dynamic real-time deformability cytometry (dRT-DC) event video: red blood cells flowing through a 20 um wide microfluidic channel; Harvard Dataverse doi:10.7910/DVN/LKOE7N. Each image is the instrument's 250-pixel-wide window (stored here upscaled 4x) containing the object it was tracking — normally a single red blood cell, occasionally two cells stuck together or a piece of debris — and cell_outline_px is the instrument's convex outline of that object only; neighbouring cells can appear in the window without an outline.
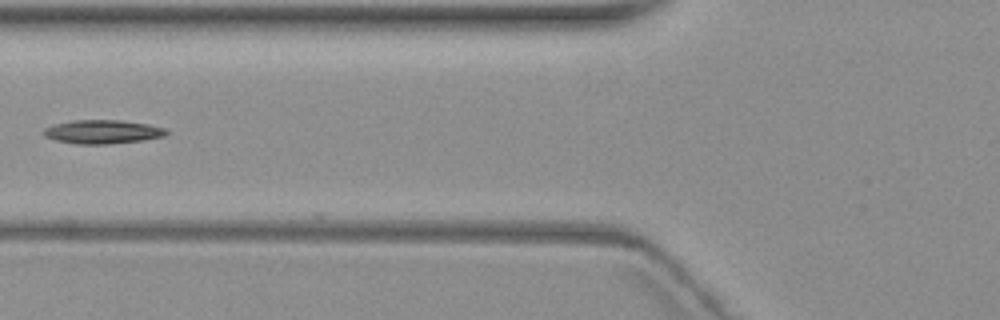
{"species": "common noctule bat (a hibernating species)", "species_latin": "Nyctalus noctula", "temperature_condition": "warm", "stored_images_in_passage": 5, "camera_frame_rate_fps": 3000, "um_per_image_px": 0.085, "animal": {"sex": "female", "body_mass_g": 19.3, "forearm_length_mm": 54.1}, "frame": {"image": 1, "passage_image": 5, "time_ms": 4.667, "image_size_px": [1000, 320], "cell_outline_px": [[168, 132], [164, 136], [144, 140], [108, 144], [76, 144], [56, 140], [44, 136], [44, 128], [56, 124], [72, 120], [120, 120], [148, 124], [164, 128]], "centroid_in_image_um": [8.72, 11.2], "position_along_channel_um": 117.1, "area_um2": 16.88}}